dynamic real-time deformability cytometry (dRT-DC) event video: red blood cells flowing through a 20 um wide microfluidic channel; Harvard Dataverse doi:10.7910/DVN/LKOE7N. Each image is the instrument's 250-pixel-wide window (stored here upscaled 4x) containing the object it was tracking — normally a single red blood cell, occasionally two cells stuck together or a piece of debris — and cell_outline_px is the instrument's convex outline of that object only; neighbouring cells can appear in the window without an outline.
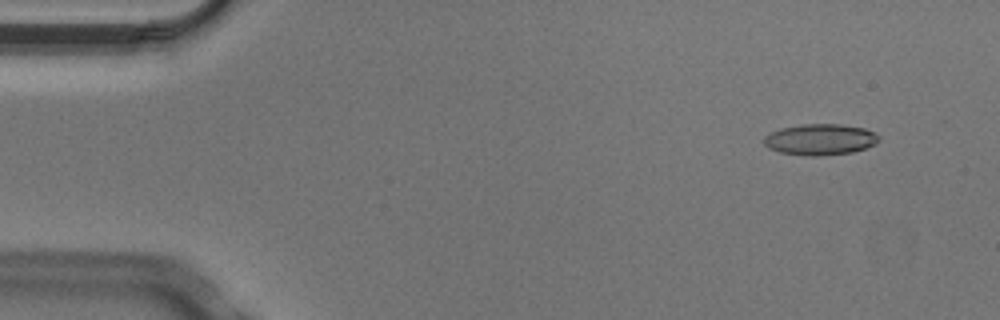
{"species": "Egyptian fruit bat (a non-hibernating species)", "species_latin": "Rousettus aegyptiacus", "temperature_condition": "cold", "stored_images_in_passage": 5, "camera_frame_rate_fps": 3000, "um_per_image_px": 0.085, "animal": {"sex": "male"}, "frame": {"image": 1, "passage_image": 2, "time_ms": 0.333, "image_size_px": [1000, 320], "cell_outline_px": [[880, 140], [876, 144], [852, 152], [816, 156], [808, 156], [780, 152], [768, 148], [764, 144], [764, 136], [780, 128], [804, 124], [840, 124], [864, 128], [880, 136]], "centroid_in_image_um": [69.71, 11.85], "position_along_channel_um": 15.3, "area_um2": 20.75}}
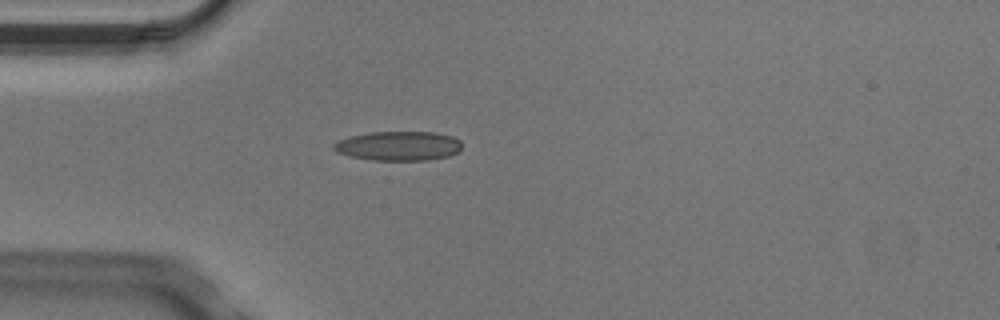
{"frame": {"image": 2, "passage_image": 5, "time_ms": 1.333, "image_size_px": [1000, 320], "cell_outline_px": [[460, 148], [456, 152], [448, 156], [428, 160], [372, 160], [348, 156], [336, 152], [332, 148], [332, 144], [340, 140], [352, 136], [368, 132], [436, 132], [452, 136], [460, 140]], "centroid_in_image_um": [33.84, 12.4], "position_along_channel_um": 51.2, "area_um2": 21.91}}